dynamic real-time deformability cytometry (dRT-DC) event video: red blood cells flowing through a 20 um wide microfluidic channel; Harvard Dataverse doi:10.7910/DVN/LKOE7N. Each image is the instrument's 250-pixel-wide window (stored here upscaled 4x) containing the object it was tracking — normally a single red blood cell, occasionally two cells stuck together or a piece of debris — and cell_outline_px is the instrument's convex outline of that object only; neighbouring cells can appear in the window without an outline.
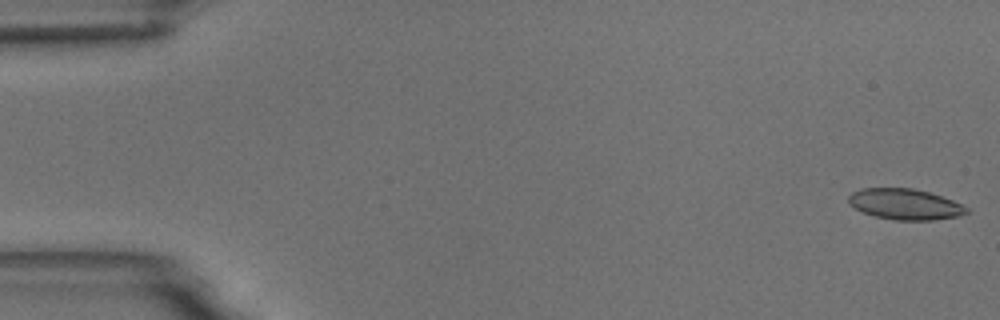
{"species": "common noctule bat (a hibernating species)", "species_latin": "Nyctalus noctula", "temperature_condition": "room temperature", "stored_images_in_passage": 55, "camera_frame_rate_fps": 3000, "um_per_image_px": 0.085, "animal": {"sex": "male", "body_mass_g": 18.8}, "frame": {"image": 1, "passage_image": 1, "time_ms": 0.0, "image_size_px": [1000, 320], "cell_outline_px": [[968, 212], [956, 216], [932, 220], [892, 220], [876, 216], [864, 212], [848, 204], [848, 196], [852, 192], [860, 188], [912, 188], [928, 192], [952, 200], [968, 208]], "centroid_in_image_um": [76.88, 17.35], "position_along_channel_um": 8.1, "area_um2": 20.98}}
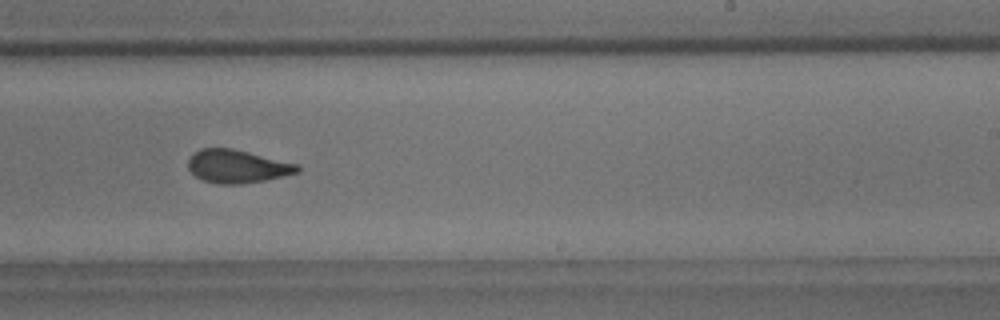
{"frame": {"image": 2, "passage_image": 34, "time_ms": 11.0, "image_size_px": [1000, 320], "cell_outline_px": [[300, 172], [284, 176], [264, 180], [240, 184], [220, 184], [200, 180], [188, 168], [188, 160], [200, 148], [232, 148], [300, 164]], "centroid_in_image_um": [20.19, 14.14], "position_along_channel_um": 268.8, "area_um2": 21.15}}
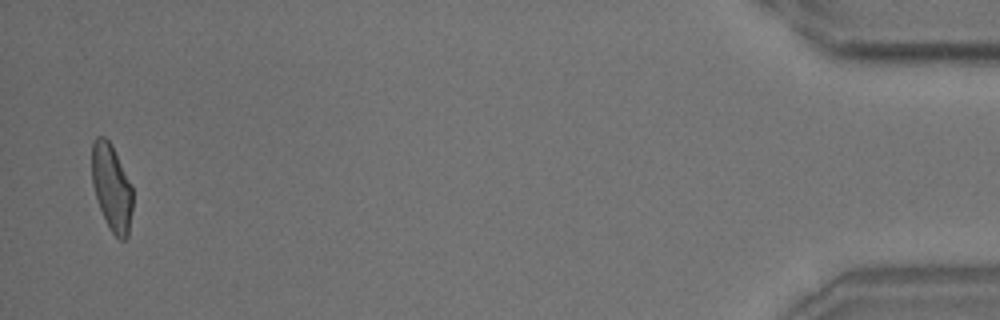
{"frame": {"image": 3, "passage_image": 54, "time_ms": 17.667, "image_size_px": [1000, 320], "cell_outline_px": [[132, 212], [128, 236], [124, 240], [120, 240], [112, 232], [100, 208], [92, 184], [92, 144], [96, 136], [104, 136], [112, 144], [132, 188]], "centroid_in_image_um": [9.49, 15.92], "position_along_channel_um": 425.7, "area_um2": 20.35}, "authors_computed_cell_mechanics": {"area_um2": 21.6172, "velocity_mm_per_s": 3.6543, "shape_relaxation_time_tau1_ms": 9.4705, "shape_relaxation_time_tau2_ms": 1.9398, "deformation_change_tau1": 0.2051, "deformation_change_tau2": 0.092}}